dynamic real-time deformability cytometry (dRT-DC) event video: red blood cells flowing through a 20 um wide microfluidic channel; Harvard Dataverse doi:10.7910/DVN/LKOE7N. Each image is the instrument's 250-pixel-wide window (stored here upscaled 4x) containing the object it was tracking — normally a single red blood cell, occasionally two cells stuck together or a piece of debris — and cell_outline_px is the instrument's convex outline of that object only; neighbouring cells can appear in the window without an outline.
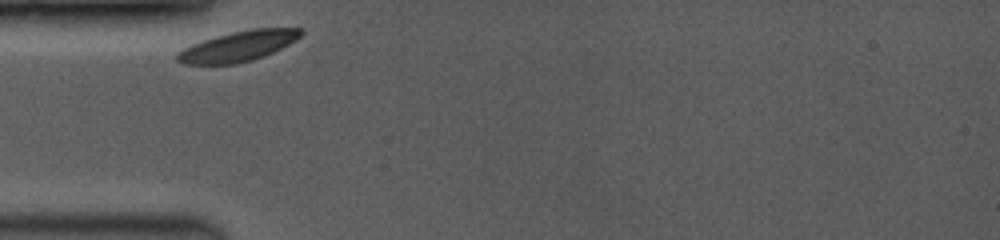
{"species": "common noctule bat (a hibernating species)", "species_latin": "Nyctalus noctula", "temperature_condition": "room temperature", "stored_images_in_passage": 24, "camera_frame_rate_fps": 3500, "um_per_image_px": 0.085, "animal": {"sex": "female", "body_mass_g": 19.0, "forearm_length_mm": 53.3}, "frame": {"image": 1, "passage_image": 1, "time_ms": 0.0, "image_size_px": [1000, 240], "cell_outline_px": [[304, 32], [296, 40], [264, 56], [252, 60], [236, 64], [184, 64], [176, 60], [176, 56], [184, 48], [192, 44], [216, 36], [232, 32], [252, 28], [300, 28]], "centroid_in_image_um": [20.26, 3.92], "position_along_channel_um": 64.7, "area_um2": 21.56}}
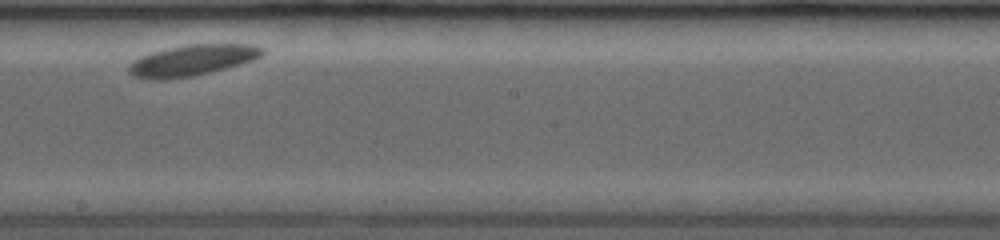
{"frame": {"image": 2, "passage_image": 15, "time_ms": 4.857, "image_size_px": [1000, 240], "cell_outline_px": [[264, 52], [260, 56], [252, 60], [224, 68], [192, 76], [168, 80], [148, 80], [132, 76], [128, 72], [128, 64], [132, 60], [140, 56], [152, 52], [168, 48], [188, 44], [252, 44], [264, 48]], "centroid_in_image_um": [16.25, 5.13], "position_along_channel_um": 231.9, "area_um2": 24.16}}
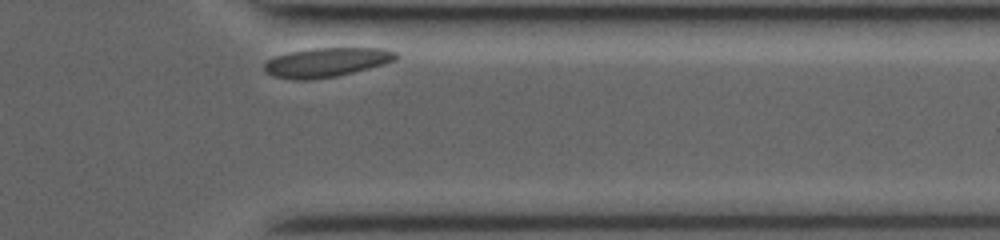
{"frame": {"image": 3, "passage_image": 24, "time_ms": 9.143, "image_size_px": [1000, 240], "cell_outline_px": [[400, 56], [396, 60], [384, 64], [336, 76], [308, 80], [296, 80], [272, 76], [264, 68], [264, 64], [268, 60], [276, 56], [288, 52], [308, 48], [384, 48], [396, 52]], "centroid_in_image_um": [27.77, 5.29], "position_along_channel_um": 383.6, "area_um2": 22.43}}